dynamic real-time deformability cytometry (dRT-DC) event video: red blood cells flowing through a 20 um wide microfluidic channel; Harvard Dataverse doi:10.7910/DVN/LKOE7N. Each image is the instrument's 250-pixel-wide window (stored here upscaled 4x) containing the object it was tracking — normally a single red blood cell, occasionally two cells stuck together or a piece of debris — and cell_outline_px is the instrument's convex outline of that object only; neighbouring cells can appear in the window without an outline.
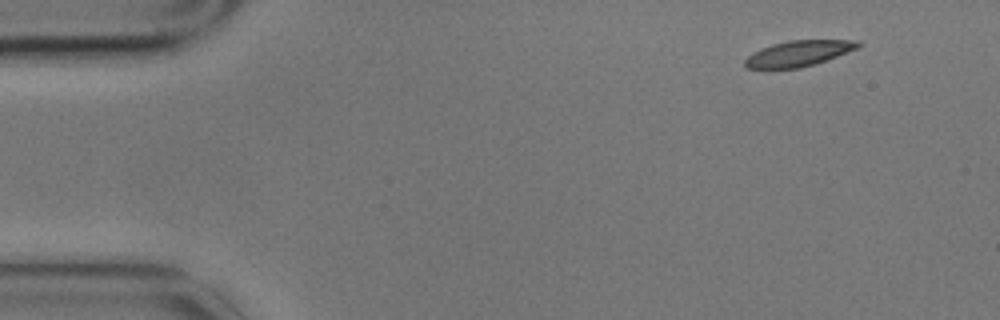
{"species": "common noctule bat (a hibernating species)", "species_latin": "Nyctalus noctula", "temperature_condition": "cold", "stored_images_in_passage": 4, "camera_frame_rate_fps": 3000, "um_per_image_px": 0.085, "animal": {"sex": "male", "body_mass_g": 17.9}, "frame": {"image": 1, "passage_image": 1, "time_ms": 0.0, "image_size_px": [1000, 320], "cell_outline_px": [[864, 44], [856, 48], [816, 64], [800, 68], [744, 68], [744, 60], [752, 52], [760, 48], [772, 44], [788, 40], [860, 40]], "centroid_in_image_um": [67.86, 4.53], "position_along_channel_um": 17.1, "area_um2": 16.99}}
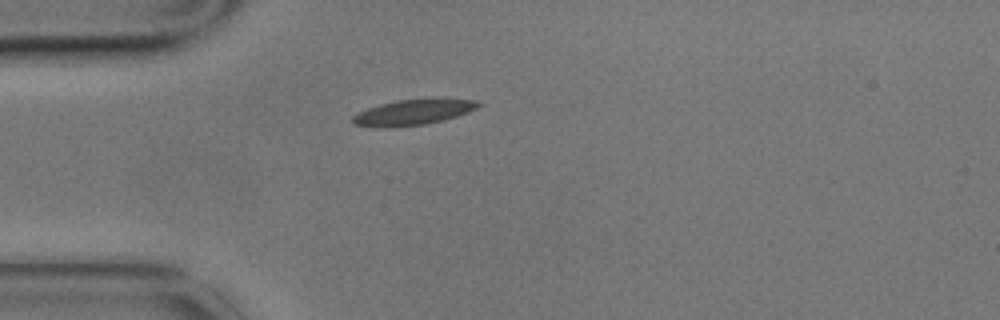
{"frame": {"image": 2, "passage_image": 4, "time_ms": 1.0, "image_size_px": [1000, 320], "cell_outline_px": [[480, 104], [476, 108], [468, 112], [456, 116], [424, 124], [388, 128], [384, 128], [352, 124], [352, 116], [368, 108], [380, 104], [400, 100], [480, 100]], "centroid_in_image_um": [35.04, 9.57], "position_along_channel_um": 50.0, "area_um2": 17.98}}